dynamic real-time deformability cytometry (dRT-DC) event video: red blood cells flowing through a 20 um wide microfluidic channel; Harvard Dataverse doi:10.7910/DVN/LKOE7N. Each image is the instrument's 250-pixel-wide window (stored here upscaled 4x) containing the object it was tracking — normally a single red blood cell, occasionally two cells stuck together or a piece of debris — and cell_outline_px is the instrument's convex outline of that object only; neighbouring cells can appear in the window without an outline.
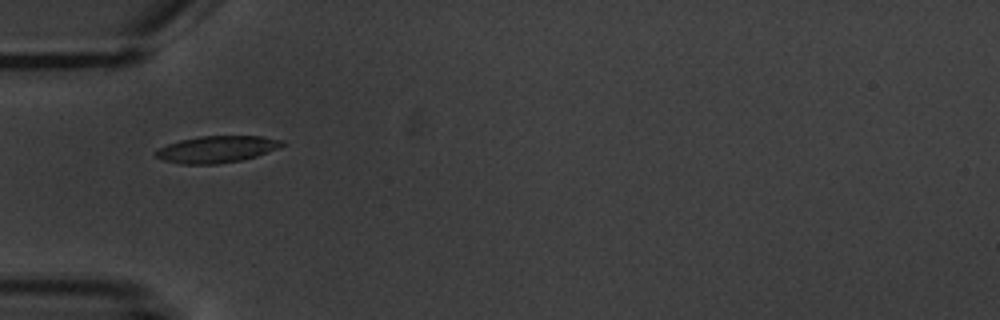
{"species": "common noctule bat (a hibernating species)", "species_latin": "Nyctalus noctula", "temperature_condition": "warm", "stored_images_in_passage": 7, "camera_frame_rate_fps": 3000, "um_per_image_px": 0.085, "animal": {"sex": "male", "body_mass_g": 20.1, "forearm_length_mm": 53.5}, "frame": {"image": 1, "passage_image": 4, "time_ms": 5.667, "image_size_px": [1000, 320], "cell_outline_px": [[288, 144], [280, 148], [256, 156], [240, 160], [216, 164], [180, 164], [164, 160], [156, 156], [152, 152], [168, 144], [180, 140], [200, 136], [264, 136], [280, 140]], "centroid_in_image_um": [18.45, 12.68], "position_along_channel_um": 66.6, "area_um2": 19.71}}